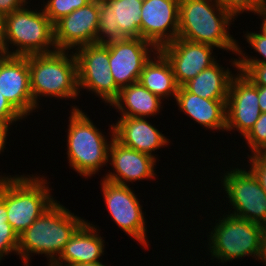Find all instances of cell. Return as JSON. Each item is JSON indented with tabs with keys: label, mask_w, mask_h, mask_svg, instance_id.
Instances as JSON below:
<instances>
[{
	"label": "cell",
	"mask_w": 266,
	"mask_h": 266,
	"mask_svg": "<svg viewBox=\"0 0 266 266\" xmlns=\"http://www.w3.org/2000/svg\"><path fill=\"white\" fill-rule=\"evenodd\" d=\"M85 221L55 200L19 235L17 253L23 265L29 266L30 257L35 253L44 254L47 260H50L48 266H51L63 252L71 236Z\"/></svg>",
	"instance_id": "1"
},
{
	"label": "cell",
	"mask_w": 266,
	"mask_h": 266,
	"mask_svg": "<svg viewBox=\"0 0 266 266\" xmlns=\"http://www.w3.org/2000/svg\"><path fill=\"white\" fill-rule=\"evenodd\" d=\"M234 20L216 0H180L177 38L237 54L238 41L229 32Z\"/></svg>",
	"instance_id": "2"
},
{
	"label": "cell",
	"mask_w": 266,
	"mask_h": 266,
	"mask_svg": "<svg viewBox=\"0 0 266 266\" xmlns=\"http://www.w3.org/2000/svg\"><path fill=\"white\" fill-rule=\"evenodd\" d=\"M48 184L45 177L36 174L0 175V199L6 204L8 222L18 236L56 200Z\"/></svg>",
	"instance_id": "3"
},
{
	"label": "cell",
	"mask_w": 266,
	"mask_h": 266,
	"mask_svg": "<svg viewBox=\"0 0 266 266\" xmlns=\"http://www.w3.org/2000/svg\"><path fill=\"white\" fill-rule=\"evenodd\" d=\"M28 67L30 89L37 107L40 97L66 100L76 99L80 95L77 60L73 51L56 50L51 53L28 55Z\"/></svg>",
	"instance_id": "4"
},
{
	"label": "cell",
	"mask_w": 266,
	"mask_h": 266,
	"mask_svg": "<svg viewBox=\"0 0 266 266\" xmlns=\"http://www.w3.org/2000/svg\"><path fill=\"white\" fill-rule=\"evenodd\" d=\"M70 111L67 129L68 163L80 176L87 179L109 163V146L114 138V125L110 126L111 139L107 141L86 112L75 105Z\"/></svg>",
	"instance_id": "5"
},
{
	"label": "cell",
	"mask_w": 266,
	"mask_h": 266,
	"mask_svg": "<svg viewBox=\"0 0 266 266\" xmlns=\"http://www.w3.org/2000/svg\"><path fill=\"white\" fill-rule=\"evenodd\" d=\"M26 6L4 16V33L0 40L3 54L28 56L56 51L53 24L44 10L42 7L31 10Z\"/></svg>",
	"instance_id": "6"
},
{
	"label": "cell",
	"mask_w": 266,
	"mask_h": 266,
	"mask_svg": "<svg viewBox=\"0 0 266 266\" xmlns=\"http://www.w3.org/2000/svg\"><path fill=\"white\" fill-rule=\"evenodd\" d=\"M222 214L207 235L211 260L226 263L245 256L260 260L264 226L232 214ZM213 257V258H212Z\"/></svg>",
	"instance_id": "7"
},
{
	"label": "cell",
	"mask_w": 266,
	"mask_h": 266,
	"mask_svg": "<svg viewBox=\"0 0 266 266\" xmlns=\"http://www.w3.org/2000/svg\"><path fill=\"white\" fill-rule=\"evenodd\" d=\"M222 173L221 188L231 208L226 213L266 226V193L253 172L233 168ZM247 170V171H246ZM232 211V213H231Z\"/></svg>",
	"instance_id": "8"
},
{
	"label": "cell",
	"mask_w": 266,
	"mask_h": 266,
	"mask_svg": "<svg viewBox=\"0 0 266 266\" xmlns=\"http://www.w3.org/2000/svg\"><path fill=\"white\" fill-rule=\"evenodd\" d=\"M77 60L78 89L91 91L104 103L117 98L120 88L109 69V48L105 43L88 44L74 51Z\"/></svg>",
	"instance_id": "9"
},
{
	"label": "cell",
	"mask_w": 266,
	"mask_h": 266,
	"mask_svg": "<svg viewBox=\"0 0 266 266\" xmlns=\"http://www.w3.org/2000/svg\"><path fill=\"white\" fill-rule=\"evenodd\" d=\"M101 191L108 213L126 234L148 248L147 226L143 206L130 185H120L102 178Z\"/></svg>",
	"instance_id": "10"
},
{
	"label": "cell",
	"mask_w": 266,
	"mask_h": 266,
	"mask_svg": "<svg viewBox=\"0 0 266 266\" xmlns=\"http://www.w3.org/2000/svg\"><path fill=\"white\" fill-rule=\"evenodd\" d=\"M105 44L109 48V69L120 89L139 81L145 63L158 50L142 38L112 40Z\"/></svg>",
	"instance_id": "11"
},
{
	"label": "cell",
	"mask_w": 266,
	"mask_h": 266,
	"mask_svg": "<svg viewBox=\"0 0 266 266\" xmlns=\"http://www.w3.org/2000/svg\"><path fill=\"white\" fill-rule=\"evenodd\" d=\"M144 0L99 1L97 43L141 38V8Z\"/></svg>",
	"instance_id": "12"
},
{
	"label": "cell",
	"mask_w": 266,
	"mask_h": 266,
	"mask_svg": "<svg viewBox=\"0 0 266 266\" xmlns=\"http://www.w3.org/2000/svg\"><path fill=\"white\" fill-rule=\"evenodd\" d=\"M99 0L72 11L54 25V43L57 50L75 51L79 47L97 43Z\"/></svg>",
	"instance_id": "13"
},
{
	"label": "cell",
	"mask_w": 266,
	"mask_h": 266,
	"mask_svg": "<svg viewBox=\"0 0 266 266\" xmlns=\"http://www.w3.org/2000/svg\"><path fill=\"white\" fill-rule=\"evenodd\" d=\"M258 86L241 72L233 77L226 102V131L237 130L245 137L259 119Z\"/></svg>",
	"instance_id": "14"
},
{
	"label": "cell",
	"mask_w": 266,
	"mask_h": 266,
	"mask_svg": "<svg viewBox=\"0 0 266 266\" xmlns=\"http://www.w3.org/2000/svg\"><path fill=\"white\" fill-rule=\"evenodd\" d=\"M0 93L24 118L40 108L30 89L28 56H0Z\"/></svg>",
	"instance_id": "15"
},
{
	"label": "cell",
	"mask_w": 266,
	"mask_h": 266,
	"mask_svg": "<svg viewBox=\"0 0 266 266\" xmlns=\"http://www.w3.org/2000/svg\"><path fill=\"white\" fill-rule=\"evenodd\" d=\"M214 48L211 45L176 38L158 50L169 61L177 85L183 86L218 61L212 54Z\"/></svg>",
	"instance_id": "16"
},
{
	"label": "cell",
	"mask_w": 266,
	"mask_h": 266,
	"mask_svg": "<svg viewBox=\"0 0 266 266\" xmlns=\"http://www.w3.org/2000/svg\"><path fill=\"white\" fill-rule=\"evenodd\" d=\"M180 0H144L141 8V38L157 49L174 41L179 32Z\"/></svg>",
	"instance_id": "17"
},
{
	"label": "cell",
	"mask_w": 266,
	"mask_h": 266,
	"mask_svg": "<svg viewBox=\"0 0 266 266\" xmlns=\"http://www.w3.org/2000/svg\"><path fill=\"white\" fill-rule=\"evenodd\" d=\"M157 157L128 148L113 138L109 146L108 162L115 173L109 171L103 179L126 186L128 182L132 184L138 180L154 179L157 175L154 172Z\"/></svg>",
	"instance_id": "18"
},
{
	"label": "cell",
	"mask_w": 266,
	"mask_h": 266,
	"mask_svg": "<svg viewBox=\"0 0 266 266\" xmlns=\"http://www.w3.org/2000/svg\"><path fill=\"white\" fill-rule=\"evenodd\" d=\"M113 125L114 138L118 142L152 157H155V150L171 142L144 117H120Z\"/></svg>",
	"instance_id": "19"
},
{
	"label": "cell",
	"mask_w": 266,
	"mask_h": 266,
	"mask_svg": "<svg viewBox=\"0 0 266 266\" xmlns=\"http://www.w3.org/2000/svg\"><path fill=\"white\" fill-rule=\"evenodd\" d=\"M98 231L99 228L86 220L71 236L63 252L51 266L100 262V257L104 255L105 240Z\"/></svg>",
	"instance_id": "20"
},
{
	"label": "cell",
	"mask_w": 266,
	"mask_h": 266,
	"mask_svg": "<svg viewBox=\"0 0 266 266\" xmlns=\"http://www.w3.org/2000/svg\"><path fill=\"white\" fill-rule=\"evenodd\" d=\"M179 110L204 128L226 131L227 100L204 99L179 86L175 98Z\"/></svg>",
	"instance_id": "21"
},
{
	"label": "cell",
	"mask_w": 266,
	"mask_h": 266,
	"mask_svg": "<svg viewBox=\"0 0 266 266\" xmlns=\"http://www.w3.org/2000/svg\"><path fill=\"white\" fill-rule=\"evenodd\" d=\"M162 99L151 93L140 82H135L119 90L117 98L110 104L121 117L156 116L163 108ZM162 105V107H161Z\"/></svg>",
	"instance_id": "22"
},
{
	"label": "cell",
	"mask_w": 266,
	"mask_h": 266,
	"mask_svg": "<svg viewBox=\"0 0 266 266\" xmlns=\"http://www.w3.org/2000/svg\"><path fill=\"white\" fill-rule=\"evenodd\" d=\"M138 82L163 101L171 96L175 100L179 87L169 61L159 50L145 63Z\"/></svg>",
	"instance_id": "23"
},
{
	"label": "cell",
	"mask_w": 266,
	"mask_h": 266,
	"mask_svg": "<svg viewBox=\"0 0 266 266\" xmlns=\"http://www.w3.org/2000/svg\"><path fill=\"white\" fill-rule=\"evenodd\" d=\"M234 76L229 67L224 69L216 61L183 86L189 92L204 99L227 100L230 83Z\"/></svg>",
	"instance_id": "24"
},
{
	"label": "cell",
	"mask_w": 266,
	"mask_h": 266,
	"mask_svg": "<svg viewBox=\"0 0 266 266\" xmlns=\"http://www.w3.org/2000/svg\"><path fill=\"white\" fill-rule=\"evenodd\" d=\"M246 41L251 45L252 49H254L255 52L259 53L262 59H257V57H252L249 55H246L244 50H241L240 45L238 44V50L237 54L240 56L237 58H231V65L234 66V68H237V63H266V36L263 33H257V32H248L244 35ZM234 59V60H232Z\"/></svg>",
	"instance_id": "25"
},
{
	"label": "cell",
	"mask_w": 266,
	"mask_h": 266,
	"mask_svg": "<svg viewBox=\"0 0 266 266\" xmlns=\"http://www.w3.org/2000/svg\"><path fill=\"white\" fill-rule=\"evenodd\" d=\"M92 0H47L43 2L45 15L54 25L58 20L67 16L72 11L86 6Z\"/></svg>",
	"instance_id": "26"
},
{
	"label": "cell",
	"mask_w": 266,
	"mask_h": 266,
	"mask_svg": "<svg viewBox=\"0 0 266 266\" xmlns=\"http://www.w3.org/2000/svg\"><path fill=\"white\" fill-rule=\"evenodd\" d=\"M243 139L251 154L261 152L266 147V112L260 114L253 128Z\"/></svg>",
	"instance_id": "27"
},
{
	"label": "cell",
	"mask_w": 266,
	"mask_h": 266,
	"mask_svg": "<svg viewBox=\"0 0 266 266\" xmlns=\"http://www.w3.org/2000/svg\"><path fill=\"white\" fill-rule=\"evenodd\" d=\"M225 10L229 11L234 17L252 12L256 13L264 5H266V0H216Z\"/></svg>",
	"instance_id": "28"
},
{
	"label": "cell",
	"mask_w": 266,
	"mask_h": 266,
	"mask_svg": "<svg viewBox=\"0 0 266 266\" xmlns=\"http://www.w3.org/2000/svg\"><path fill=\"white\" fill-rule=\"evenodd\" d=\"M18 245L19 236L10 223L6 222L4 225H0V261L4 260L5 255L7 256L10 253L18 255Z\"/></svg>",
	"instance_id": "29"
},
{
	"label": "cell",
	"mask_w": 266,
	"mask_h": 266,
	"mask_svg": "<svg viewBox=\"0 0 266 266\" xmlns=\"http://www.w3.org/2000/svg\"><path fill=\"white\" fill-rule=\"evenodd\" d=\"M236 70L256 86L266 87V63H237Z\"/></svg>",
	"instance_id": "30"
},
{
	"label": "cell",
	"mask_w": 266,
	"mask_h": 266,
	"mask_svg": "<svg viewBox=\"0 0 266 266\" xmlns=\"http://www.w3.org/2000/svg\"><path fill=\"white\" fill-rule=\"evenodd\" d=\"M248 163L250 170L256 176L259 181V184L266 193V156L262 155L260 152L254 154H248Z\"/></svg>",
	"instance_id": "31"
},
{
	"label": "cell",
	"mask_w": 266,
	"mask_h": 266,
	"mask_svg": "<svg viewBox=\"0 0 266 266\" xmlns=\"http://www.w3.org/2000/svg\"><path fill=\"white\" fill-rule=\"evenodd\" d=\"M25 119L11 103L0 93V124L10 129L13 123Z\"/></svg>",
	"instance_id": "32"
},
{
	"label": "cell",
	"mask_w": 266,
	"mask_h": 266,
	"mask_svg": "<svg viewBox=\"0 0 266 266\" xmlns=\"http://www.w3.org/2000/svg\"><path fill=\"white\" fill-rule=\"evenodd\" d=\"M28 0H0V12L5 16L29 4Z\"/></svg>",
	"instance_id": "33"
},
{
	"label": "cell",
	"mask_w": 266,
	"mask_h": 266,
	"mask_svg": "<svg viewBox=\"0 0 266 266\" xmlns=\"http://www.w3.org/2000/svg\"><path fill=\"white\" fill-rule=\"evenodd\" d=\"M258 103L261 110V113L266 112V87L258 86Z\"/></svg>",
	"instance_id": "34"
},
{
	"label": "cell",
	"mask_w": 266,
	"mask_h": 266,
	"mask_svg": "<svg viewBox=\"0 0 266 266\" xmlns=\"http://www.w3.org/2000/svg\"><path fill=\"white\" fill-rule=\"evenodd\" d=\"M8 133L9 129L5 125L0 124V154L2 151L4 152V149H6L5 143H7L6 140Z\"/></svg>",
	"instance_id": "35"
},
{
	"label": "cell",
	"mask_w": 266,
	"mask_h": 266,
	"mask_svg": "<svg viewBox=\"0 0 266 266\" xmlns=\"http://www.w3.org/2000/svg\"><path fill=\"white\" fill-rule=\"evenodd\" d=\"M255 15H259V17L262 20V24L260 26V32L263 33L266 36V5H264L261 9H259L256 13H254Z\"/></svg>",
	"instance_id": "36"
},
{
	"label": "cell",
	"mask_w": 266,
	"mask_h": 266,
	"mask_svg": "<svg viewBox=\"0 0 266 266\" xmlns=\"http://www.w3.org/2000/svg\"><path fill=\"white\" fill-rule=\"evenodd\" d=\"M8 222L6 204L0 199V225Z\"/></svg>",
	"instance_id": "37"
},
{
	"label": "cell",
	"mask_w": 266,
	"mask_h": 266,
	"mask_svg": "<svg viewBox=\"0 0 266 266\" xmlns=\"http://www.w3.org/2000/svg\"><path fill=\"white\" fill-rule=\"evenodd\" d=\"M260 262L266 265V226L264 227L263 234H262V253Z\"/></svg>",
	"instance_id": "38"
},
{
	"label": "cell",
	"mask_w": 266,
	"mask_h": 266,
	"mask_svg": "<svg viewBox=\"0 0 266 266\" xmlns=\"http://www.w3.org/2000/svg\"><path fill=\"white\" fill-rule=\"evenodd\" d=\"M4 33V15L0 12V40Z\"/></svg>",
	"instance_id": "39"
},
{
	"label": "cell",
	"mask_w": 266,
	"mask_h": 266,
	"mask_svg": "<svg viewBox=\"0 0 266 266\" xmlns=\"http://www.w3.org/2000/svg\"><path fill=\"white\" fill-rule=\"evenodd\" d=\"M72 266H106V265L101 262H95V263L75 264Z\"/></svg>",
	"instance_id": "40"
},
{
	"label": "cell",
	"mask_w": 266,
	"mask_h": 266,
	"mask_svg": "<svg viewBox=\"0 0 266 266\" xmlns=\"http://www.w3.org/2000/svg\"><path fill=\"white\" fill-rule=\"evenodd\" d=\"M262 155L266 156V147L260 152Z\"/></svg>",
	"instance_id": "41"
},
{
	"label": "cell",
	"mask_w": 266,
	"mask_h": 266,
	"mask_svg": "<svg viewBox=\"0 0 266 266\" xmlns=\"http://www.w3.org/2000/svg\"><path fill=\"white\" fill-rule=\"evenodd\" d=\"M99 1L110 2V1H113V0H99Z\"/></svg>",
	"instance_id": "42"
},
{
	"label": "cell",
	"mask_w": 266,
	"mask_h": 266,
	"mask_svg": "<svg viewBox=\"0 0 266 266\" xmlns=\"http://www.w3.org/2000/svg\"><path fill=\"white\" fill-rule=\"evenodd\" d=\"M3 54V52H2V49H1V45H0V56Z\"/></svg>",
	"instance_id": "43"
}]
</instances>
